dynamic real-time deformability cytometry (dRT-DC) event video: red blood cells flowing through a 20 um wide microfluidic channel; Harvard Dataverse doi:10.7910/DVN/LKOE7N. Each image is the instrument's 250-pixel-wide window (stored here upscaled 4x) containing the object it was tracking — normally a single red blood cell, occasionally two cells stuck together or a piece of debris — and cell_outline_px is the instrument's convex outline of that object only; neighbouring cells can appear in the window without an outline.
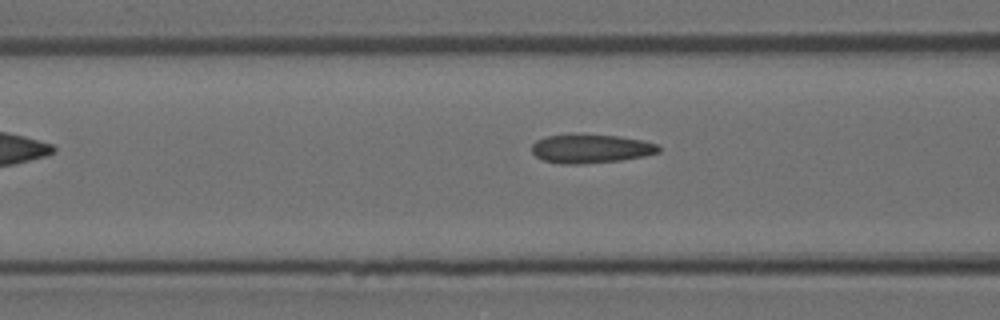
{"species": "Egyptian fruit bat (a non-hibernating species)", "species_latin": "Rousettus aegyptiacus", "temperature_condition": "room temperature", "stored_images_in_passage": 7, "camera_frame_rate_fps": 3000, "um_per_image_px": 0.085, "animal": {"sex": "female"}, "frame": {"image": 1, "passage_image": 5, "time_ms": 1.333, "image_size_px": [1000, 320], "cell_outline_px": [[660, 152], [644, 156], [620, 160], [580, 164], [560, 164], [544, 160], [536, 156], [532, 152], [532, 144], [536, 140], [548, 136], [572, 132], [616, 136], [644, 140], [656, 144], [660, 148]], "centroid_in_image_um": [50.19, 12.61], "position_along_channel_um": 116.4, "area_um2": 21.68}}
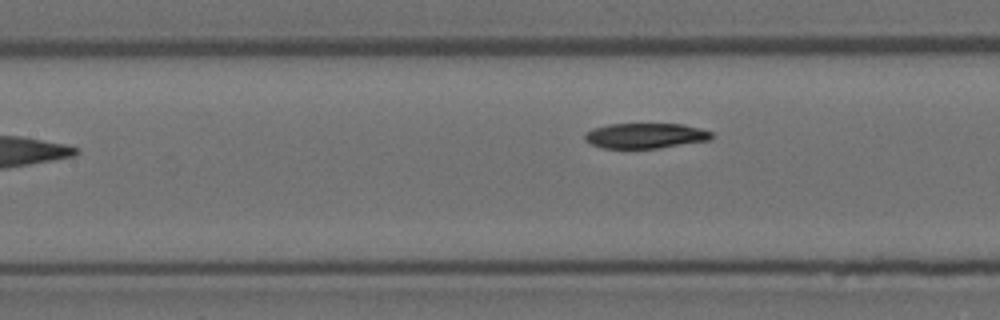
{"frame": {"image": 2, "passage_image": 7, "time_ms": 2.0, "image_size_px": [1000, 320], "cell_outline_px": [[712, 140], [660, 148], [600, 148], [584, 140], [584, 132], [592, 128], [608, 124], [684, 124], [700, 128], [712, 132]], "centroid_in_image_um": [54.85, 11.53], "position_along_channel_um": 152.6, "area_um2": 18.9}}